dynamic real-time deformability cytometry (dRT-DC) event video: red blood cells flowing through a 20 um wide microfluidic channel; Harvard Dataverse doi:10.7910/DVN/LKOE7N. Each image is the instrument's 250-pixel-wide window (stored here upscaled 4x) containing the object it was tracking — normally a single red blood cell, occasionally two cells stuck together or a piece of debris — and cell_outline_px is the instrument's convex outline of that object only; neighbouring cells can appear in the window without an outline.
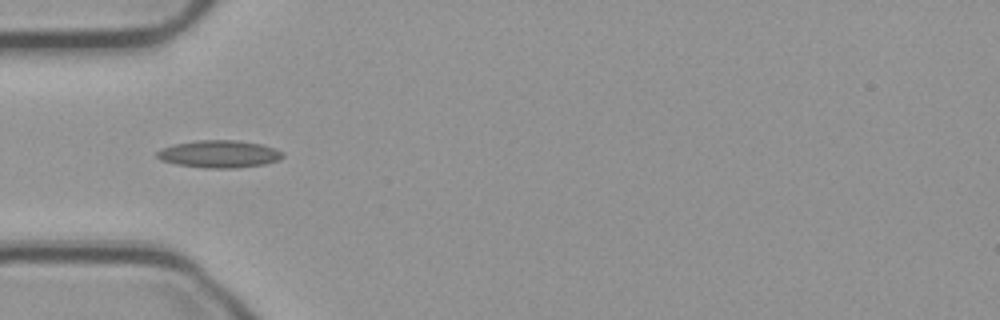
{"species": "common noctule bat (a hibernating species)", "species_latin": "Nyctalus noctula", "temperature_condition": "cold", "stored_images_in_passage": 12, "camera_frame_rate_fps": 3000, "um_per_image_px": 0.085, "animal": {"sex": "male", "body_mass_g": 23.1, "forearm_length_mm": 52.7}, "frame": {"image": 1, "passage_image": 3, "time_ms": 0.667, "image_size_px": [1000, 320], "cell_outline_px": [[284, 156], [280, 160], [264, 164], [236, 168], [204, 168], [176, 164], [160, 160], [156, 156], [156, 152], [160, 148], [176, 144], [196, 140], [236, 140], [260, 144], [276, 148], [284, 152]], "centroid_in_image_um": [18.64, 13.09], "position_along_channel_um": 66.4, "area_um2": 20.23}}